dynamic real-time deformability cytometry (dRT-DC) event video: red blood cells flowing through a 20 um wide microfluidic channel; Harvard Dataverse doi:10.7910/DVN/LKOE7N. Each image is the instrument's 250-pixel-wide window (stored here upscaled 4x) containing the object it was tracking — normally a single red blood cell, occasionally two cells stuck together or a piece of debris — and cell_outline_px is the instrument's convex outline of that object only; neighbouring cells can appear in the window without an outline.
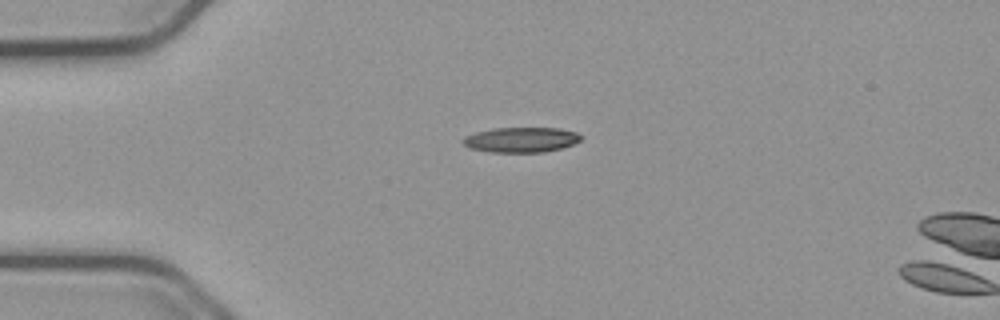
{"species": "common noctule bat (a hibernating species)", "species_latin": "Nyctalus noctula", "temperature_condition": "cold", "stored_images_in_passage": 42, "camera_frame_rate_fps": 3000, "um_per_image_px": 0.085, "animal": {"sex": "male", "body_mass_g": 23.1, "forearm_length_mm": 52.7}, "frame": {"image": 1, "passage_image": 1, "time_ms": 0.0, "image_size_px": [1000, 320], "cell_outline_px": [[584, 136], [580, 140], [572, 144], [560, 148], [544, 152], [488, 152], [468, 148], [460, 140], [464, 136], [476, 132], [496, 128], [560, 128], [576, 132]], "centroid_in_image_um": [44.27, 11.88], "position_along_channel_um": 40.7, "area_um2": 17.34}}
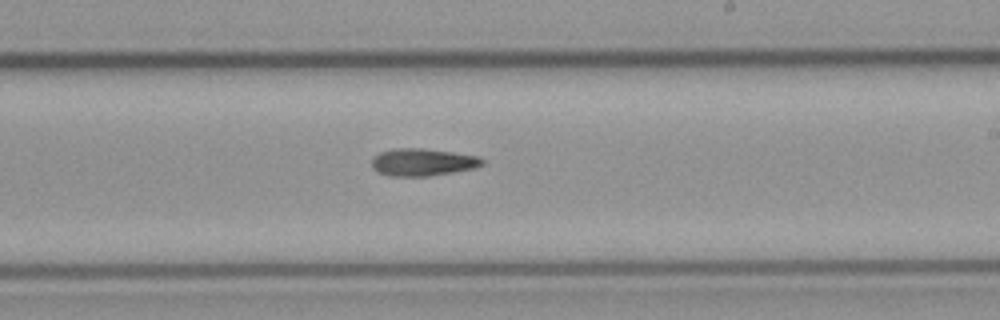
{"frame": {"image": 2, "passage_image": 20, "time_ms": 6.333, "image_size_px": [1000, 320], "cell_outline_px": [[484, 164], [476, 168], [428, 176], [388, 176], [372, 168], [372, 156], [380, 152], [392, 148], [424, 148], [452, 152], [476, 156], [484, 160]], "centroid_in_image_um": [35.9, 13.78], "position_along_channel_um": 253.1, "area_um2": 17.69}}
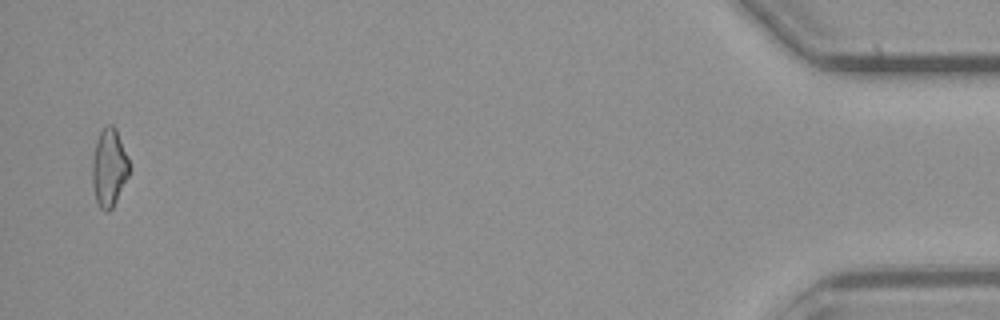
{"frame": {"image": 3, "passage_image": 41, "time_ms": 13.333, "image_size_px": [1000, 320], "cell_outline_px": [[132, 168], [112, 208], [108, 212], [104, 212], [100, 208], [96, 200], [92, 184], [92, 160], [96, 140], [100, 132], [108, 124], [112, 124], [116, 128]], "centroid_in_image_um": [9.28, 14.25], "position_along_channel_um": 425.9, "area_um2": 16.88}}